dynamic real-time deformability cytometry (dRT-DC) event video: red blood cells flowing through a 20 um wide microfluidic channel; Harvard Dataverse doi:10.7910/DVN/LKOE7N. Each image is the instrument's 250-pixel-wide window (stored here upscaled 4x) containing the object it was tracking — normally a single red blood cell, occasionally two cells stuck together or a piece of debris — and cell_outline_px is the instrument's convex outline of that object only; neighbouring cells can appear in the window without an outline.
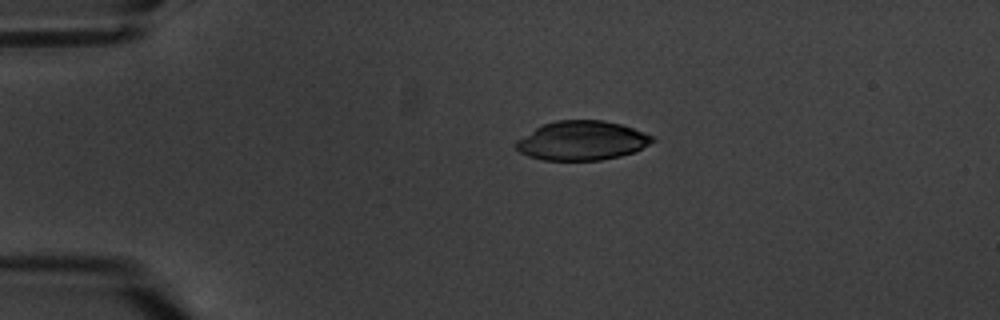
{"species": "common noctule bat (a hibernating species)", "species_latin": "Nyctalus noctula", "temperature_condition": "warm", "stored_images_in_passage": 5, "camera_frame_rate_fps": 3000, "um_per_image_px": 0.085, "animal": {"sex": "male", "body_mass_g": 20.1, "forearm_length_mm": 53.5}, "frame": {"image": 1, "passage_image": 1, "time_ms": 0.0, "image_size_px": [1000, 320], "cell_outline_px": [[656, 140], [636, 152], [620, 156], [600, 160], [544, 160], [528, 156], [520, 152], [516, 148], [516, 140], [536, 128], [544, 124], [556, 120], [604, 120], [620, 124], [644, 132], [652, 136]], "centroid_in_image_um": [49.48, 11.95], "position_along_channel_um": 35.5, "area_um2": 31.1}}
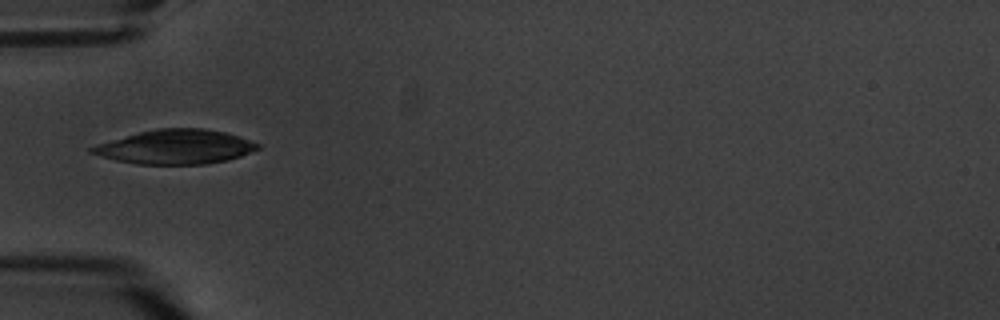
{"frame": {"image": 2, "passage_image": 3, "time_ms": 2.333, "image_size_px": [1000, 320], "cell_outline_px": [[260, 148], [240, 156], [228, 160], [204, 164], [136, 164], [116, 160], [100, 156], [88, 152], [88, 148], [96, 144], [140, 132], [156, 128], [204, 128], [224, 132], [260, 144]], "centroid_in_image_um": [14.88, 12.49], "position_along_channel_um": 70.1, "area_um2": 32.95}}